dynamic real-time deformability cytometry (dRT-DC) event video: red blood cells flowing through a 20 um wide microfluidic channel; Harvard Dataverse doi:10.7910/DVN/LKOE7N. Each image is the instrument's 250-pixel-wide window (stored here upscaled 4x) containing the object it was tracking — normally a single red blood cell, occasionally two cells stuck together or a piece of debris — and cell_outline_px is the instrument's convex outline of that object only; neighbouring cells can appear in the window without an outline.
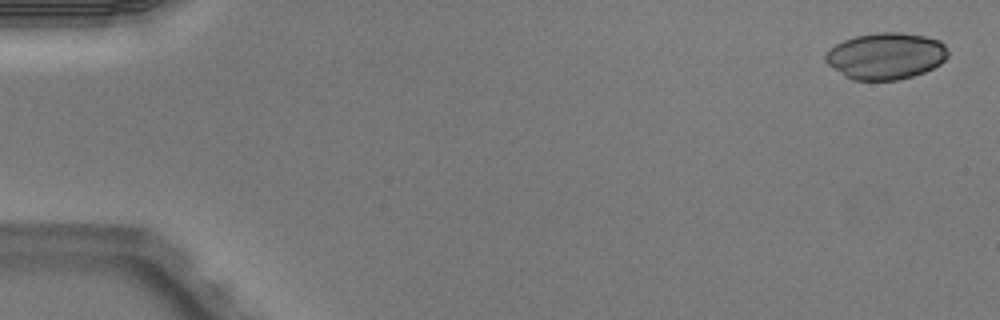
{"species": "Egyptian fruit bat (a non-hibernating species)", "species_latin": "Rousettus aegyptiacus", "temperature_condition": "warm", "stored_images_in_passage": 4, "camera_frame_rate_fps": 3000, "um_per_image_px": 0.085, "animal": {"sex": "male"}, "frame": {"image": 1, "passage_image": 1, "time_ms": 0.0, "image_size_px": [1000, 320], "cell_outline_px": [[948, 56], [940, 64], [924, 72], [912, 76], [896, 80], [852, 80], [832, 68], [824, 60], [824, 56], [836, 44], [844, 40], [856, 36], [876, 32], [900, 32], [924, 36], [940, 40], [944, 44], [948, 52]], "centroid_in_image_um": [75.3, 4.75], "position_along_channel_um": 9.7, "area_um2": 33.18}}